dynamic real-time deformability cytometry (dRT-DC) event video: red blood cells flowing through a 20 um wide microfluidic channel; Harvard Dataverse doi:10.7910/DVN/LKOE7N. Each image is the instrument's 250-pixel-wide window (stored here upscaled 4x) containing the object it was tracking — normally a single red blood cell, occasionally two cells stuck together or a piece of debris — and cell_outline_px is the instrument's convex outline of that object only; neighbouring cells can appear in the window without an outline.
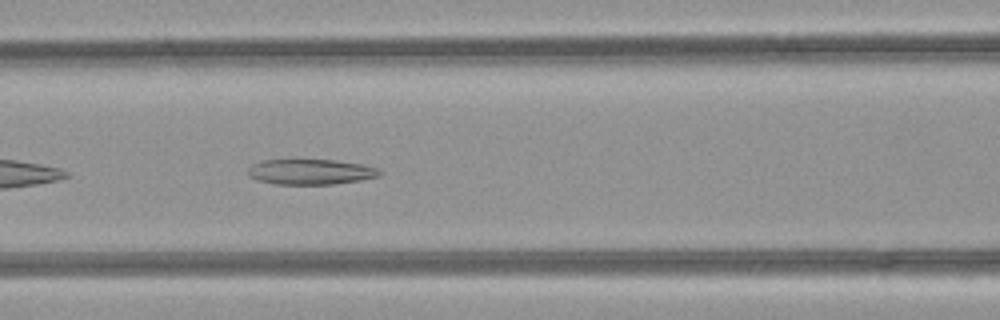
{"species": "common noctule bat (a hibernating species)", "species_latin": "Nyctalus noctula", "temperature_condition": "room temperature", "stored_images_in_passage": 36, "camera_frame_rate_fps": 3000, "um_per_image_px": 0.085, "animal": {"sex": "female", "body_mass_g": 21.9}, "frame": {"image": 1, "passage_image": 7, "time_ms": 2.0, "image_size_px": [1000, 320], "cell_outline_px": [[384, 172], [380, 176], [360, 180], [332, 184], [276, 184], [256, 180], [248, 176], [248, 168], [252, 164], [264, 160], [336, 160], [360, 164], [376, 168]], "centroid_in_image_um": [26.39, 14.61], "position_along_channel_um": 140.2, "area_um2": 19.42}}
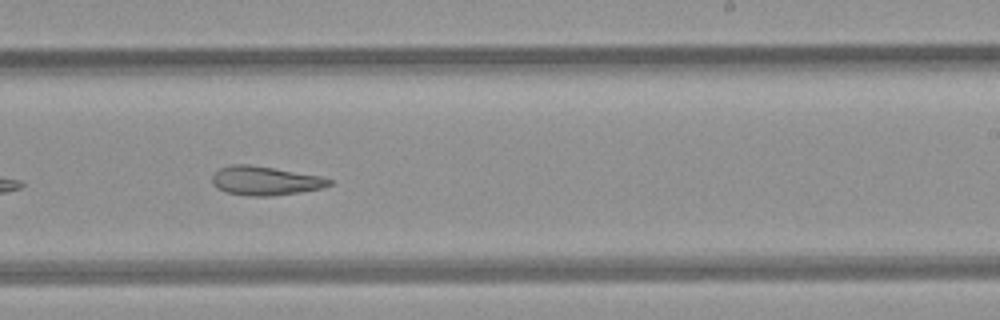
{"frame": {"image": 2, "passage_image": 16, "time_ms": 5.0, "image_size_px": [1000, 320], "cell_outline_px": [[332, 184], [320, 188], [300, 192], [272, 196], [248, 196], [224, 192], [216, 188], [212, 184], [212, 176], [220, 168], [232, 164], [248, 164], [320, 176], [332, 180]], "centroid_in_image_um": [22.49, 15.37], "position_along_channel_um": 266.5, "area_um2": 19.65}}
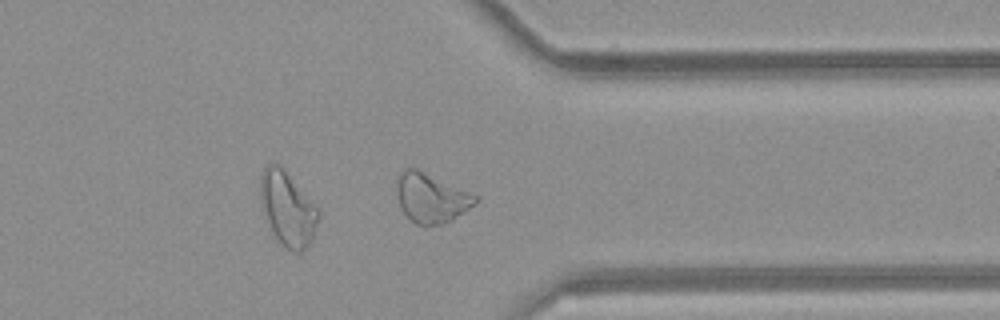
{"frame": {"image": 3, "passage_image": 24, "time_ms": 7.667, "image_size_px": [1000, 320], "cell_outline_px": [[480, 200], [476, 204], [452, 220], [444, 224], [416, 224], [400, 208], [396, 184], [396, 180], [400, 172], [404, 168], [416, 168], [480, 196]], "centroid_in_image_um": [36.68, 16.8], "position_along_channel_um": 374.7, "area_um2": 22.66}, "authors_computed_cell_mechanics": {"area_um2": 21.5305, "velocity_mm_per_s": 4.2158, "shape_relaxation_time_tau1_ms": null, "shape_relaxation_time_tau2_ms": 7.0264, "deformation_change_tau1": null, "deformation_change_tau2": 0.2052}}